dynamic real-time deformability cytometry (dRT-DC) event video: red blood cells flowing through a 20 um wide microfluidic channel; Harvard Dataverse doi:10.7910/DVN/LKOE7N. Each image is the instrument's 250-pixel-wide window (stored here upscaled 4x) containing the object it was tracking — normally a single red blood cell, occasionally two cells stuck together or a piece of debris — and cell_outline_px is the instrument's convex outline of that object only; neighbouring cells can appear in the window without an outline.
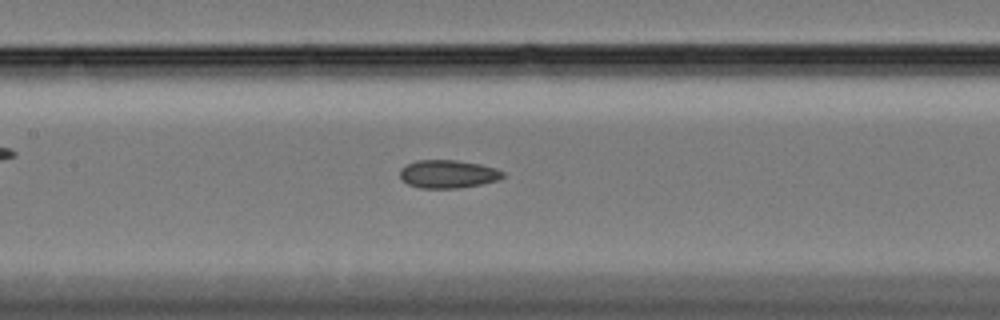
{"species": "Egyptian fruit bat (a non-hibernating species)", "species_latin": "Rousettus aegyptiacus", "temperature_condition": "cold", "stored_images_in_passage": 59, "camera_frame_rate_fps": 3000, "um_per_image_px": 0.085, "animal": {"sex": "female"}, "frame": {"image": 1, "passage_image": 28, "time_ms": 9.0, "image_size_px": [1000, 320], "cell_outline_px": [[504, 176], [496, 180], [480, 184], [456, 188], [420, 188], [408, 184], [400, 176], [400, 168], [416, 160], [456, 160], [480, 164], [496, 168], [504, 172]], "centroid_in_image_um": [38.06, 14.78], "position_along_channel_um": 169.3, "area_um2": 16.7}}
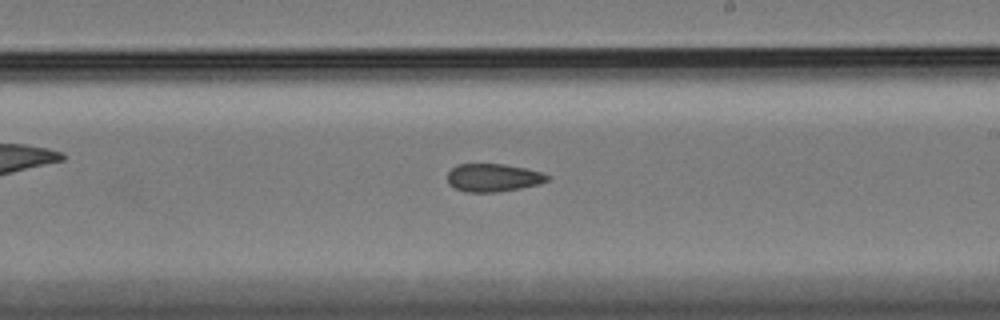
{"frame": {"image": 2, "passage_image": 35, "time_ms": 11.333, "image_size_px": [1000, 320], "cell_outline_px": [[548, 180], [536, 184], [520, 188], [496, 192], [464, 192], [448, 184], [448, 172], [456, 164], [504, 164], [544, 172], [548, 176]], "centroid_in_image_um": [41.88, 15.1], "position_along_channel_um": 247.1, "area_um2": 16.18}}
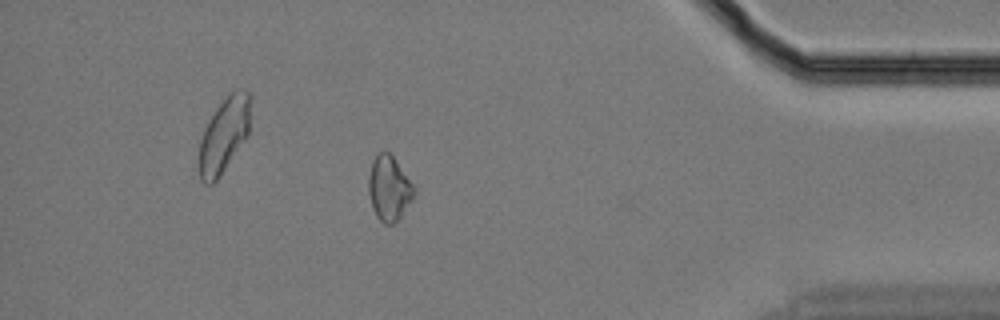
{"frame": {"image": 3, "passage_image": 52, "time_ms": 17.0, "image_size_px": [1000, 320], "cell_outline_px": [[416, 192], [400, 216], [392, 224], [384, 224], [376, 216], [372, 208], [368, 192], [368, 176], [372, 160], [380, 152], [388, 152], [392, 156], [416, 188]], "centroid_in_image_um": [33.04, 16.01], "position_along_channel_um": 402.2, "area_um2": 16.94}, "authors_computed_cell_mechanics": {"area_um2": 17.3978, "velocity_mm_per_s": 3.3427, "shape_relaxation_time_tau1_ms": null, "shape_relaxation_time_tau2_ms": 5.371, "deformation_change_tau1": null, "deformation_change_tau2": 0.0976}}